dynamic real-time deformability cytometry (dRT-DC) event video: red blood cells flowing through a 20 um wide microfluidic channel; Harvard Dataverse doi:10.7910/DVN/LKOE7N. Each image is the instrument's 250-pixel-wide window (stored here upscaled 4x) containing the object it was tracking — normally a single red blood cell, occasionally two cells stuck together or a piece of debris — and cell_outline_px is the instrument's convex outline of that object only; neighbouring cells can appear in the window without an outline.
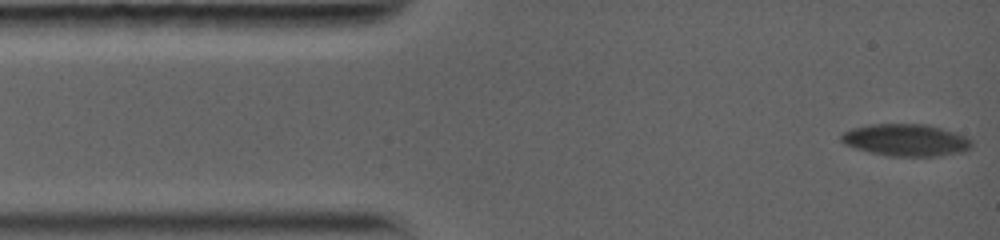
{"species": "common noctule bat (a hibernating species)", "species_latin": "Nyctalus noctula", "temperature_condition": "warm", "stored_images_in_passage": 6, "camera_frame_rate_fps": 5000, "um_per_image_px": 0.085, "animal": {"sex": "female", "body_mass_g": 19.0, "forearm_length_mm": 56.7}, "frame": {"image": 1, "passage_image": 1, "time_ms": 0.0, "image_size_px": [1000, 240], "cell_outline_px": [[972, 144], [964, 152], [936, 156], [888, 156], [868, 152], [844, 144], [840, 140], [840, 136], [844, 132], [852, 128], [872, 124], [928, 124], [956, 132], [972, 140]], "centroid_in_image_um": [77.0, 11.9], "position_along_channel_um": 8.0, "area_um2": 24.45}}
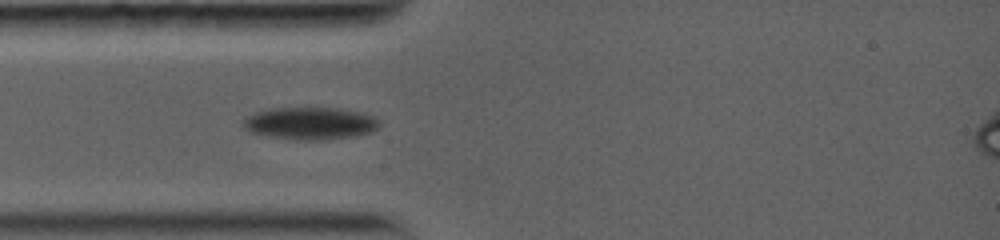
{"frame": {"image": 2, "passage_image": 5, "time_ms": 3.6, "image_size_px": [1000, 240], "cell_outline_px": [[380, 124], [372, 132], [356, 136], [320, 140], [300, 140], [272, 136], [252, 132], [244, 128], [240, 120], [256, 112], [268, 108], [340, 108], [364, 112], [380, 120]], "centroid_in_image_um": [26.39, 10.47], "position_along_channel_um": 58.6, "area_um2": 25.78}}
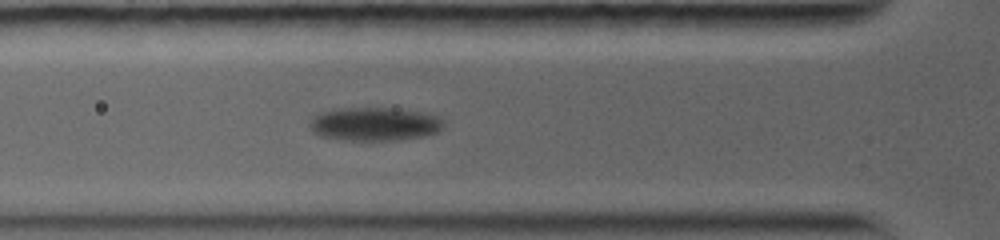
{"frame": {"image": 3, "passage_image": 6, "time_ms": 4.6, "image_size_px": [1000, 240], "cell_outline_px": [[444, 128], [436, 132], [424, 136], [396, 140], [348, 140], [320, 136], [312, 132], [308, 124], [312, 116], [320, 112], [332, 108], [392, 108], [424, 112], [440, 116], [444, 120]], "centroid_in_image_um": [31.83, 10.53], "position_along_channel_um": 94.0, "area_um2": 26.53}}